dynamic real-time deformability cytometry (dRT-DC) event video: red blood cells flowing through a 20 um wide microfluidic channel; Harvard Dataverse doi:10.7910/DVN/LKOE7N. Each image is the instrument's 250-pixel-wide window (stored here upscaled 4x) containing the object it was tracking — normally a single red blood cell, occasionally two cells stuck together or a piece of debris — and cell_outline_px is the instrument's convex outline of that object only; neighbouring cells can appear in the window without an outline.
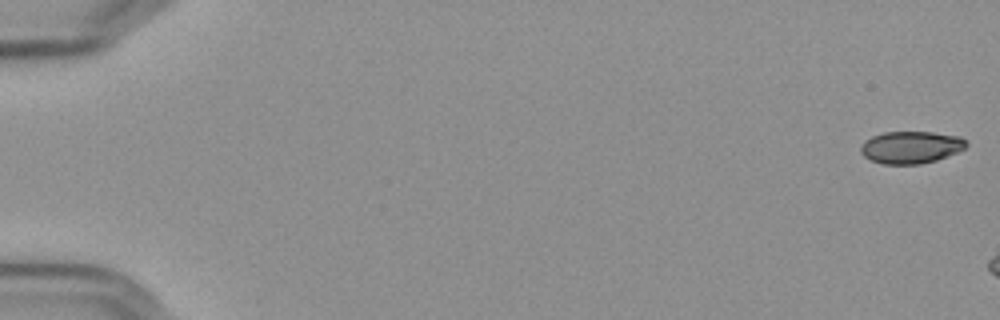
{"species": "Egyptian fruit bat (a non-hibernating species)", "species_latin": "Rousettus aegyptiacus", "temperature_condition": "cold", "stored_images_in_passage": 8, "camera_frame_rate_fps": 3000, "um_per_image_px": 0.085, "frame": {"image": 1, "passage_image": 1, "time_ms": 0.0, "image_size_px": [1000, 320], "cell_outline_px": [[968, 144], [964, 148], [956, 152], [936, 160], [920, 164], [884, 164], [872, 160], [864, 156], [860, 152], [860, 148], [864, 140], [872, 136], [884, 132], [932, 132], [960, 136]], "centroid_in_image_um": [77.4, 12.51], "position_along_channel_um": 7.6, "area_um2": 19.71}}